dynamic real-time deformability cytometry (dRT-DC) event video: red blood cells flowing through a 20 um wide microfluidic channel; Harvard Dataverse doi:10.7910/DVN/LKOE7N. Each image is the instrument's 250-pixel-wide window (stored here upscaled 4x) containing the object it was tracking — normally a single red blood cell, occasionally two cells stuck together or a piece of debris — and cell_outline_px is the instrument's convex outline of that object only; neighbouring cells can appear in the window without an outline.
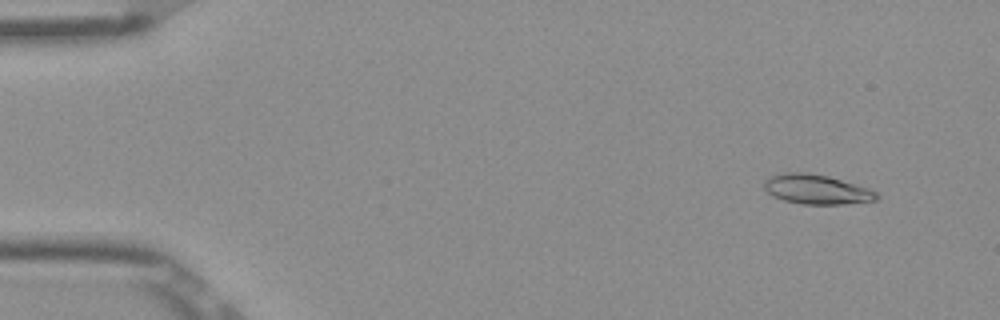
{"species": "Egyptian fruit bat (a non-hibernating species)", "species_latin": "Rousettus aegyptiacus", "temperature_condition": "room temperature", "stored_images_in_passage": 53, "camera_frame_rate_fps": 3000, "um_per_image_px": 0.085, "frame": {"image": 1, "passage_image": 5, "time_ms": 1.333, "image_size_px": [1000, 320], "cell_outline_px": [[880, 196], [876, 200], [844, 204], [804, 204], [784, 200], [772, 196], [764, 188], [764, 180], [776, 172], [808, 172], [828, 176], [868, 188], [876, 192]], "centroid_in_image_um": [69.37, 16.08], "position_along_channel_um": 15.6, "area_um2": 19.48}}
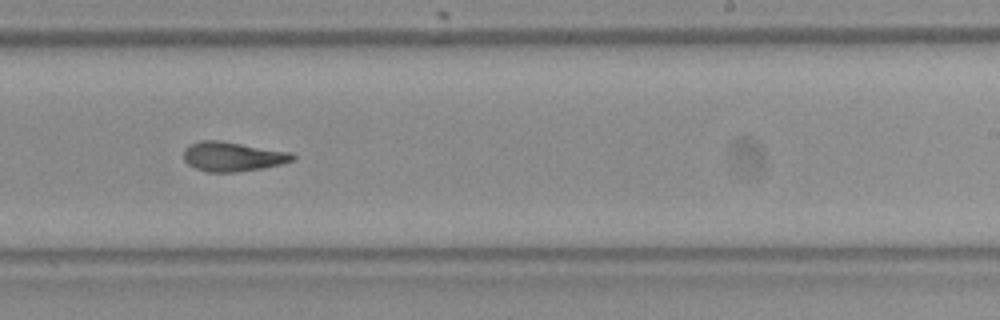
{"frame": {"image": 2, "passage_image": 33, "time_ms": 10.667, "image_size_px": [1000, 320], "cell_outline_px": [[296, 160], [264, 168], [236, 172], [208, 172], [196, 168], [188, 164], [184, 160], [184, 148], [188, 144], [200, 140], [220, 140], [292, 152], [296, 156]], "centroid_in_image_um": [19.79, 13.3], "position_along_channel_um": 269.2, "area_um2": 18.96}}
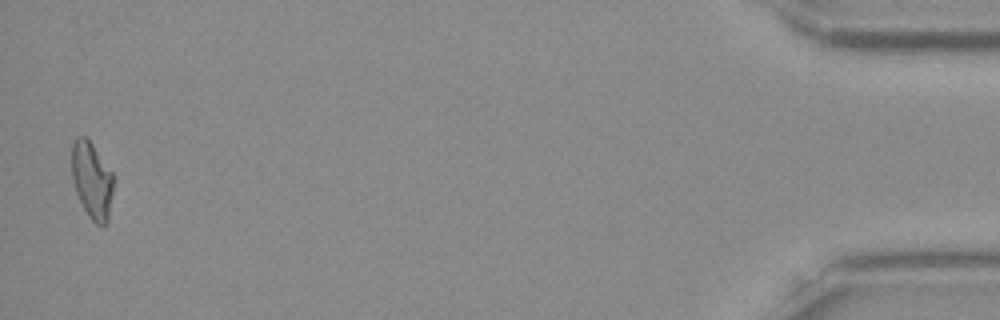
{"frame": {"image": 3, "passage_image": 52, "time_ms": 17.0, "image_size_px": [1000, 320], "cell_outline_px": [[112, 192], [108, 220], [104, 228], [100, 228], [88, 216], [76, 192], [72, 180], [72, 144], [76, 136], [84, 136], [92, 144], [112, 172]], "centroid_in_image_um": [7.8, 15.35], "position_along_channel_um": 427.4, "area_um2": 18.5}, "authors_computed_cell_mechanics": {"area_um2": 18.785, "velocity_mm_per_s": 3.9057, "shape_relaxation_time_tau1_ms": 5.6422, "shape_relaxation_time_tau2_ms": 1.9079, "deformation_change_tau1": 0.1992, "deformation_change_tau2": 0.0869}}